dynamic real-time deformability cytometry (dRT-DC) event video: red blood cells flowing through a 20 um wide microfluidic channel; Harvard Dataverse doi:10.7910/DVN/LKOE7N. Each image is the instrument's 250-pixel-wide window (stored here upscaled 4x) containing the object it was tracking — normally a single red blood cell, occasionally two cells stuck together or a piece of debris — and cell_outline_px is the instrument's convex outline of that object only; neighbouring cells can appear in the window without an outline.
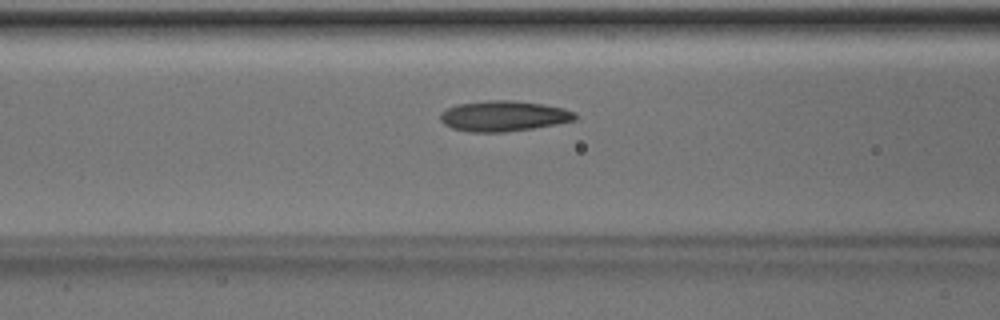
{"species": "Egyptian fruit bat (a non-hibernating species)", "species_latin": "Rousettus aegyptiacus", "temperature_condition": "room temperature", "stored_images_in_passage": 48, "camera_frame_rate_fps": 3000, "um_per_image_px": 0.085, "animal": {"sex": "male"}, "frame": {"image": 1, "passage_image": 19, "time_ms": 6.0, "image_size_px": [1000, 320], "cell_outline_px": [[576, 120], [556, 124], [532, 128], [504, 132], [472, 132], [452, 128], [444, 124], [440, 120], [440, 112], [456, 104], [488, 100], [512, 100], [544, 104], [564, 108], [576, 112]], "centroid_in_image_um": [42.81, 9.85], "position_along_channel_um": 123.8, "area_um2": 24.04}}
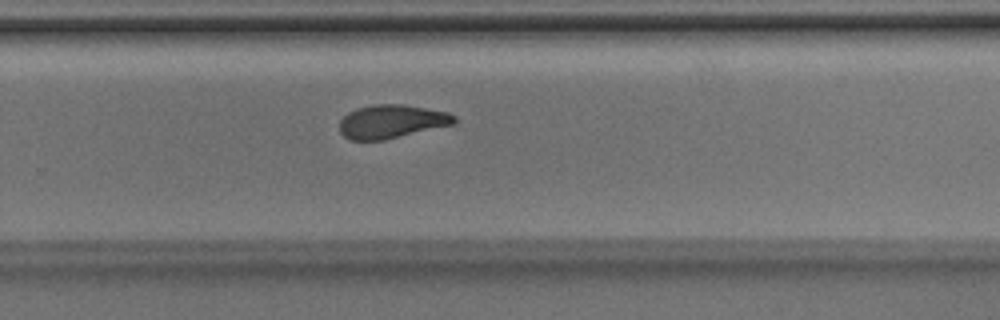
{"frame": {"image": 2, "passage_image": 32, "time_ms": 10.333, "image_size_px": [1000, 320], "cell_outline_px": [[456, 124], [384, 140], [348, 140], [340, 132], [340, 120], [348, 112], [356, 108], [376, 104], [400, 104], [448, 112], [456, 116]], "centroid_in_image_um": [33.29, 10.33], "position_along_channel_um": 296.5, "area_um2": 22.48}}
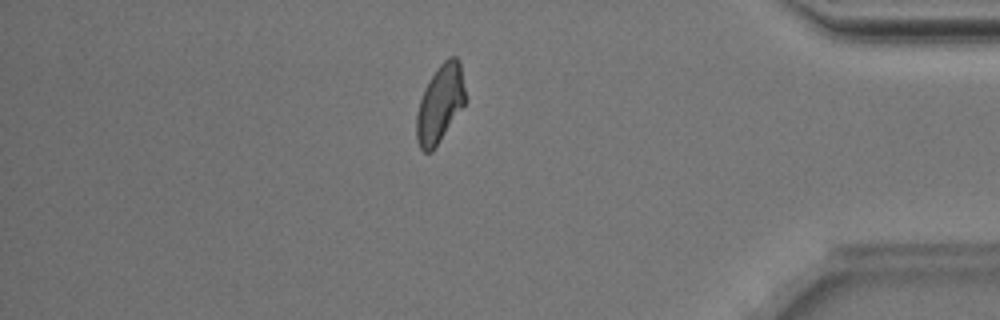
{"frame": {"image": 3, "passage_image": 42, "time_ms": 13.667, "image_size_px": [1000, 320], "cell_outline_px": [[464, 104], [432, 152], [424, 152], [420, 148], [416, 140], [416, 116], [420, 100], [424, 88], [428, 80], [436, 68], [448, 56], [456, 56], [460, 60], [464, 88]], "centroid_in_image_um": [37.37, 8.79], "position_along_channel_um": 397.8, "area_um2": 21.91}, "authors_computed_cell_mechanics": {"area_um2": 22.9177, "velocity_mm_per_s": 4.0012, "shape_relaxation_time_tau1_ms": 3.756, "shape_relaxation_time_tau2_ms": 2.0087, "deformation_change_tau1": 0.1309, "deformation_change_tau2": 0.0777}}